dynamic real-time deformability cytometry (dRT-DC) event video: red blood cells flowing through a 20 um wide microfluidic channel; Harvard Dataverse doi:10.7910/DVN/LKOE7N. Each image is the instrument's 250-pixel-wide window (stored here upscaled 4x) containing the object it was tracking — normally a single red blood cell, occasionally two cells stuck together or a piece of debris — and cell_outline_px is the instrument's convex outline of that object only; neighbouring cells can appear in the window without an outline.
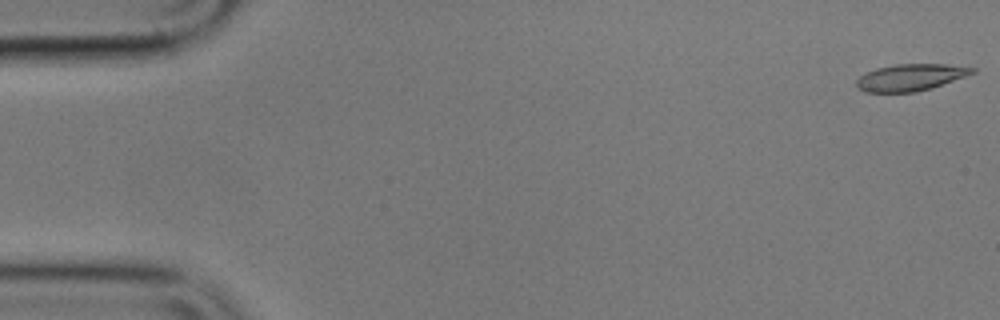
{"species": "common noctule bat (a hibernating species)", "species_latin": "Nyctalus noctula", "temperature_condition": "cold", "stored_images_in_passage": 55, "camera_frame_rate_fps": 3000, "um_per_image_px": 0.085, "animal": {"sex": "male", "body_mass_g": 17.9}, "frame": {"image": 1, "passage_image": 1, "time_ms": 0.0, "image_size_px": [1000, 320], "cell_outline_px": [[976, 72], [932, 88], [916, 92], [864, 92], [856, 88], [856, 80], [860, 76], [876, 68], [896, 64], [944, 64], [976, 68]], "centroid_in_image_um": [77.37, 6.58], "position_along_channel_um": 7.6, "area_um2": 18.03}}
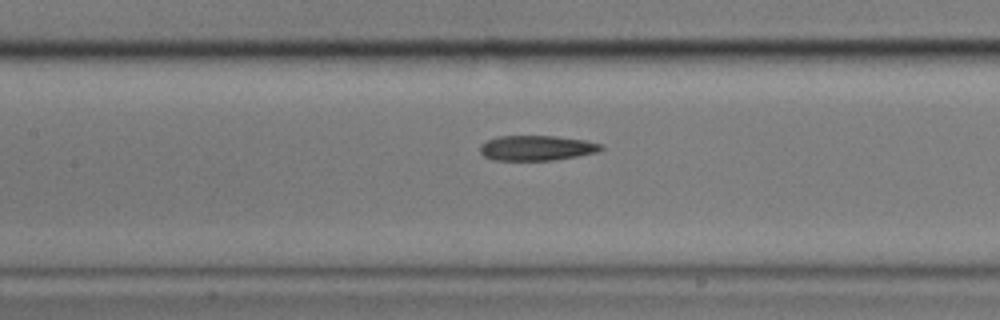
{"frame": {"image": 2, "passage_image": 25, "time_ms": 8.0, "image_size_px": [1000, 320], "cell_outline_px": [[604, 148], [600, 152], [552, 160], [492, 160], [484, 156], [480, 152], [480, 144], [496, 136], [556, 136], [584, 140], [604, 144]], "centroid_in_image_um": [45.63, 12.57], "position_along_channel_um": 161.8, "area_um2": 17.8}}
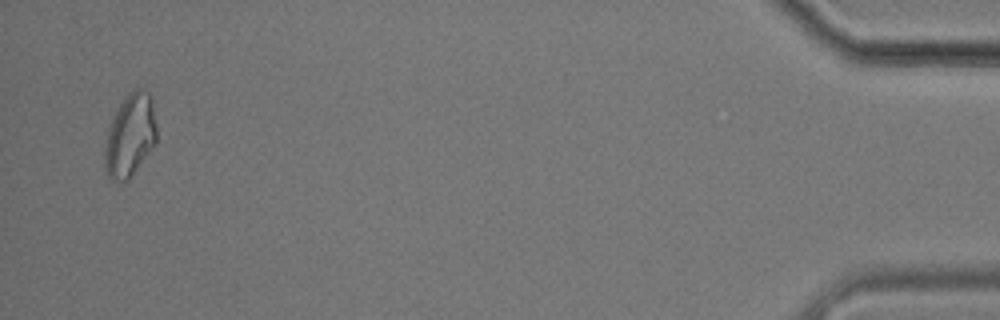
{"frame": {"image": 3, "passage_image": 54, "time_ms": 17.667, "image_size_px": [1000, 320], "cell_outline_px": [[156, 144], [128, 180], [120, 184], [112, 180], [108, 176], [104, 168], [104, 148], [108, 128], [120, 104], [128, 92], [132, 88], [144, 88], [152, 96], [156, 124]], "centroid_in_image_um": [11.06, 11.52], "position_along_channel_um": 424.1, "area_um2": 25.49}, "authors_computed_cell_mechanics": {"area_um2": 18.5538, "velocity_mm_per_s": 3.5914, "shape_relaxation_time_tau1_ms": null, "shape_relaxation_time_tau2_ms": 4.8369, "deformation_change_tau1": null, "deformation_change_tau2": 0.1341}}